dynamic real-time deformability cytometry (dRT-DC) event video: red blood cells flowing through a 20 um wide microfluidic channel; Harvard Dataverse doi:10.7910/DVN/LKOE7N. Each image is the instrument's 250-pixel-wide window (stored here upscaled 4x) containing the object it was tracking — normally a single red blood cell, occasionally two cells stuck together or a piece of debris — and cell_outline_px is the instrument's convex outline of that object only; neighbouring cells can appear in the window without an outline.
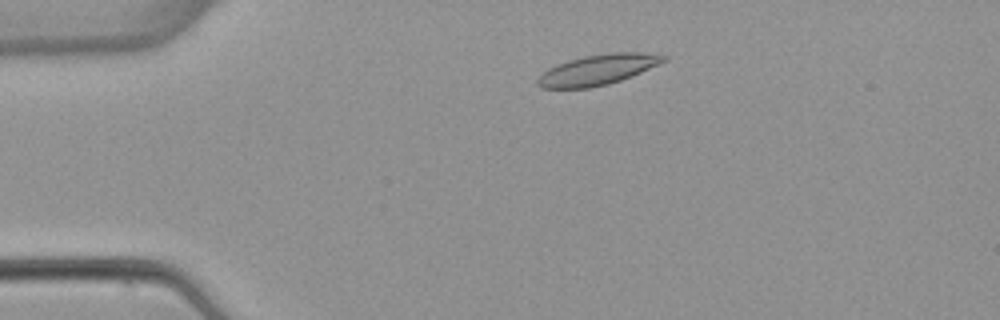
{"species": "common noctule bat (a hibernating species)", "species_latin": "Nyctalus noctula", "temperature_condition": "warm", "stored_images_in_passage": 4, "camera_frame_rate_fps": 3000, "um_per_image_px": 0.085, "animal": {"sex": "female", "body_mass_g": 22.7, "forearm_length_mm": 54.2}, "frame": {"image": 1, "passage_image": 2, "time_ms": 1.333, "image_size_px": [1000, 320], "cell_outline_px": [[668, 60], [632, 76], [608, 84], [588, 88], [540, 88], [536, 84], [536, 80], [548, 68], [556, 64], [568, 60], [584, 56], [608, 52], [640, 52], [668, 56]], "centroid_in_image_um": [50.81, 5.92], "position_along_channel_um": 34.2, "area_um2": 22.37}}
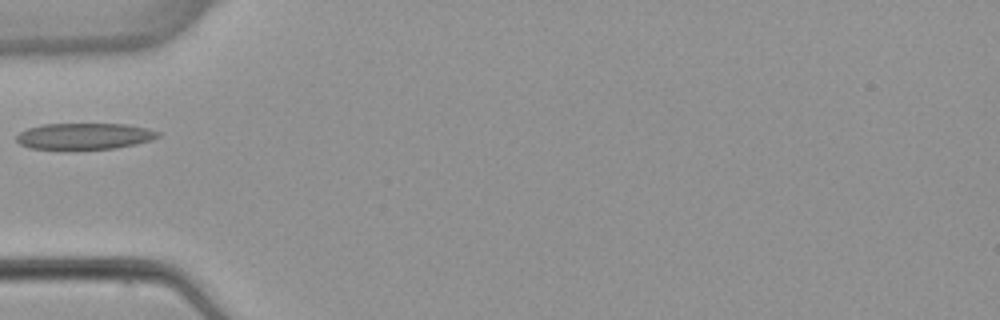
{"frame": {"image": 2, "passage_image": 4, "time_ms": 3.667, "image_size_px": [1000, 320], "cell_outline_px": [[160, 136], [152, 140], [136, 144], [116, 148], [68, 152], [64, 152], [28, 148], [20, 144], [16, 140], [16, 136], [20, 132], [28, 128], [44, 124], [124, 124], [148, 128], [160, 132]], "centroid_in_image_um": [7.13, 11.63], "position_along_channel_um": 77.9, "area_um2": 22.72}}